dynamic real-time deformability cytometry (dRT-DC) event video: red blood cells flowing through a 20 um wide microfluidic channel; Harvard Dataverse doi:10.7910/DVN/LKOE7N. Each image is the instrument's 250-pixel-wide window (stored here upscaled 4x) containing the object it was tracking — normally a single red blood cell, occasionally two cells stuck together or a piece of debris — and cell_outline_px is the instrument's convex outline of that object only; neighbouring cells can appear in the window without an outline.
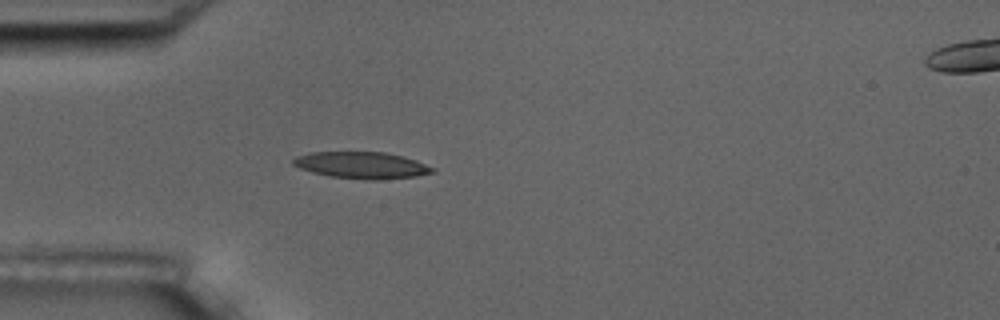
{"species": "common noctule bat (a hibernating species)", "species_latin": "Nyctalus noctula", "temperature_condition": "room temperature", "stored_images_in_passage": 1, "camera_frame_rate_fps": 3000, "um_per_image_px": 0.085, "animal": {"sex": "male", "body_mass_g": 17.5, "forearm_length_mm": 52.3}, "frame": {"image": 1, "passage_image": 1, "time_ms": 0.0, "image_size_px": [1000, 320], "cell_outline_px": [[436, 172], [416, 176], [376, 180], [364, 180], [332, 176], [312, 172], [300, 168], [292, 164], [292, 160], [296, 156], [308, 152], [384, 152], [416, 160], [436, 168]], "centroid_in_image_um": [30.75, 14.04], "position_along_channel_um": 54.2, "area_um2": 21.68}}